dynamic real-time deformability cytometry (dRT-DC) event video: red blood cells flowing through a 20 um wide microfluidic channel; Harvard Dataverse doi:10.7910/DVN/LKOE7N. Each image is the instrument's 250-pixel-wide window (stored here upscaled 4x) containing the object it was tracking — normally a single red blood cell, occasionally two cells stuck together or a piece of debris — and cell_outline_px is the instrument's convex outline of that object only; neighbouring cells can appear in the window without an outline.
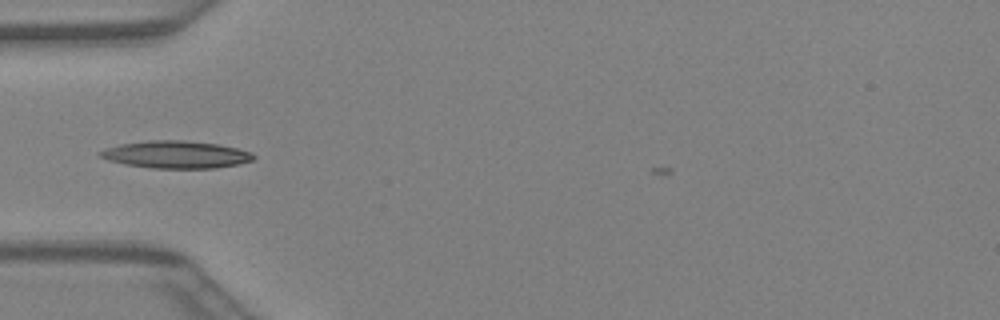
{"species": "Egyptian fruit bat (a non-hibernating species)", "species_latin": "Rousettus aegyptiacus", "temperature_condition": "warm", "stored_images_in_passage": 12, "camera_frame_rate_fps": 3000, "um_per_image_px": 0.085, "animal": {"sex": "female"}, "frame": {"image": 1, "passage_image": 3, "time_ms": 0.667, "image_size_px": [1000, 320], "cell_outline_px": [[256, 156], [252, 160], [240, 164], [216, 168], [152, 168], [124, 164], [108, 160], [100, 156], [96, 152], [104, 148], [120, 144], [148, 140], [184, 140], [216, 144], [236, 148], [252, 152]], "centroid_in_image_um": [14.94, 13.13], "position_along_channel_um": 70.1, "area_um2": 24.57}}
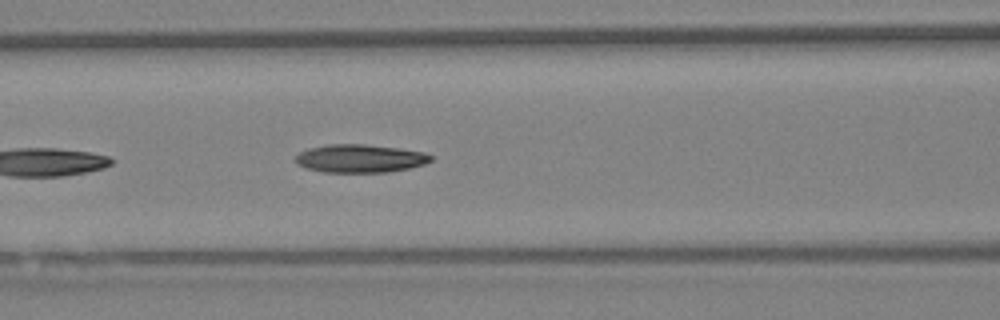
{"frame": {"image": 2, "passage_image": 7, "time_ms": 2.0, "image_size_px": [1000, 320], "cell_outline_px": [[432, 160], [424, 164], [408, 168], [388, 172], [324, 172], [308, 168], [296, 164], [296, 156], [300, 152], [308, 148], [328, 144], [364, 144], [396, 148], [424, 152], [432, 156]], "centroid_in_image_um": [30.59, 13.47], "position_along_channel_um": 136.0, "area_um2": 22.02}}
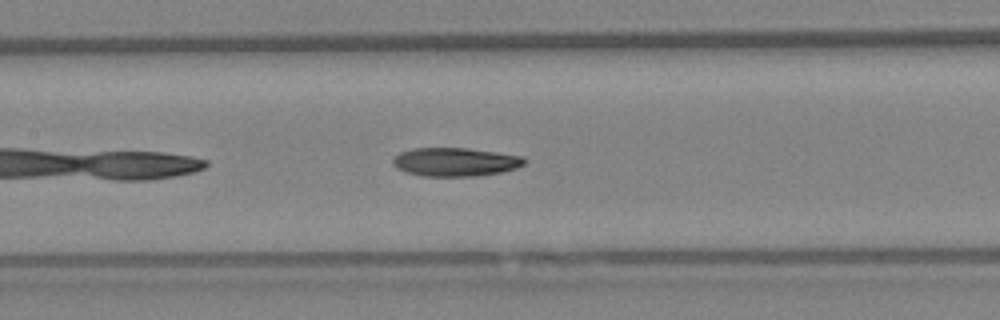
{"frame": {"image": 3, "passage_image": 9, "time_ms": 2.667, "image_size_px": [1000, 320], "cell_outline_px": [[528, 160], [524, 164], [516, 168], [500, 172], [476, 176], [424, 176], [404, 172], [396, 168], [392, 164], [392, 160], [400, 152], [412, 148], [468, 148], [524, 156]], "centroid_in_image_um": [38.69, 13.76], "position_along_channel_um": 168.7, "area_um2": 22.02}}